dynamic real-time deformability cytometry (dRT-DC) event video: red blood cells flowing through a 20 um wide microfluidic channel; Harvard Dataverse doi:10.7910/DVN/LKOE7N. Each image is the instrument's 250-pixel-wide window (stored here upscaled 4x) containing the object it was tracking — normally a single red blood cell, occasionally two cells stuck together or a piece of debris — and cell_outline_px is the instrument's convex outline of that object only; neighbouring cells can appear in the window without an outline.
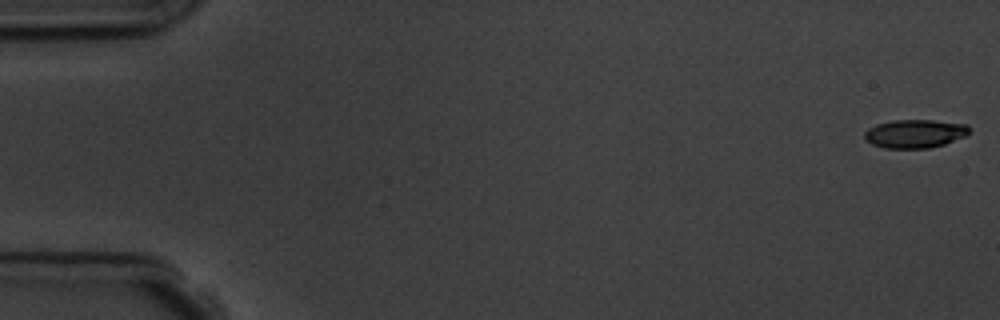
{"species": "common noctule bat (a hibernating species)", "species_latin": "Nyctalus noctula", "temperature_condition": "room temperature", "stored_images_in_passage": 10, "camera_frame_rate_fps": 3000, "um_per_image_px": 0.085, "animal": {"sex": "male", "body_mass_g": 19.5, "forearm_length_mm": 54.6}, "frame": {"image": 1, "passage_image": 1, "time_ms": 0.0, "image_size_px": [1000, 320], "cell_outline_px": [[968, 136], [944, 144], [928, 148], [884, 148], [872, 144], [864, 140], [864, 132], [868, 128], [876, 124], [892, 120], [932, 120], [968, 124]], "centroid_in_image_um": [77.75, 11.36], "position_along_channel_um": 7.2, "area_um2": 17.51}}
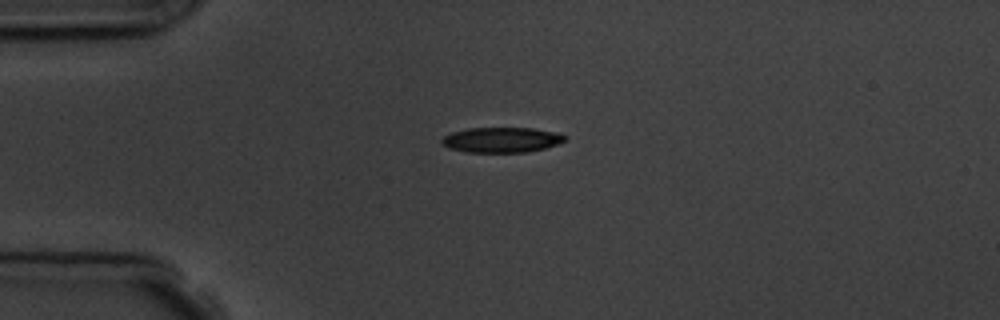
{"frame": {"image": 2, "passage_image": 5, "time_ms": 4.333, "image_size_px": [1000, 320], "cell_outline_px": [[568, 136], [564, 140], [556, 144], [544, 148], [528, 152], [468, 152], [448, 148], [440, 140], [444, 136], [452, 132], [468, 128], [532, 128], [560, 132]], "centroid_in_image_um": [42.66, 11.88], "position_along_channel_um": 42.3, "area_um2": 18.09}}
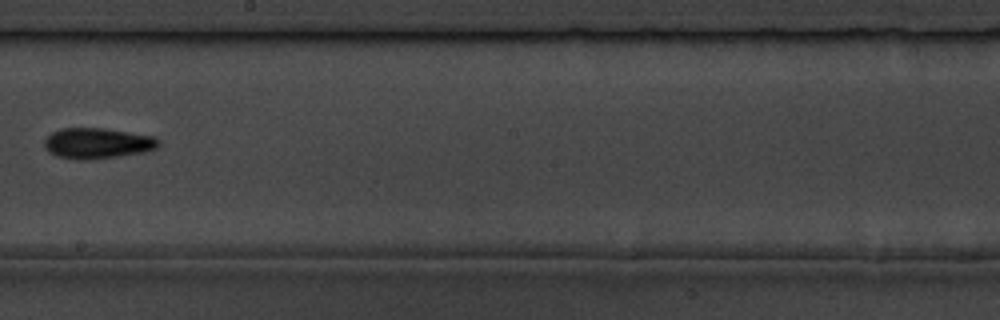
{"frame": {"image": 3, "passage_image": 10, "time_ms": 10.333, "image_size_px": [1000, 320], "cell_outline_px": [[160, 144], [156, 148], [144, 152], [88, 160], [76, 160], [56, 156], [48, 152], [44, 148], [44, 140], [52, 132], [60, 128], [104, 128], [156, 136], [160, 140]], "centroid_in_image_um": [8.27, 12.17], "position_along_channel_um": 239.9, "area_um2": 20.63}}